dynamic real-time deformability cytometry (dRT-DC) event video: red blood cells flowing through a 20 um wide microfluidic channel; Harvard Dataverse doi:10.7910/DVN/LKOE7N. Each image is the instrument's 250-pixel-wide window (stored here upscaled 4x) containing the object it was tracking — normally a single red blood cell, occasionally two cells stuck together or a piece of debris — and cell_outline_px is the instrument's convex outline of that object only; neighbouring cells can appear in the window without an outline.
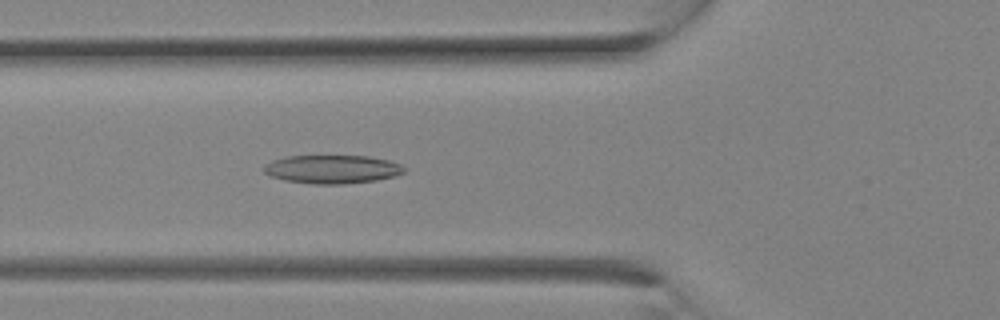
{"species": "Egyptian fruit bat (a non-hibernating species)", "species_latin": "Rousettus aegyptiacus", "temperature_condition": "room temperature", "stored_images_in_passage": 10, "camera_frame_rate_fps": 3000, "um_per_image_px": 0.085, "animal": {"sex": "female"}, "frame": {"image": 1, "passage_image": 10, "time_ms": 3.0, "image_size_px": [1000, 320], "cell_outline_px": [[404, 172], [396, 176], [376, 180], [344, 184], [312, 184], [284, 180], [272, 176], [264, 172], [264, 164], [272, 160], [284, 156], [368, 156], [388, 160], [400, 164], [404, 168]], "centroid_in_image_um": [28.22, 14.38], "position_along_channel_um": 97.6, "area_um2": 23.29}}